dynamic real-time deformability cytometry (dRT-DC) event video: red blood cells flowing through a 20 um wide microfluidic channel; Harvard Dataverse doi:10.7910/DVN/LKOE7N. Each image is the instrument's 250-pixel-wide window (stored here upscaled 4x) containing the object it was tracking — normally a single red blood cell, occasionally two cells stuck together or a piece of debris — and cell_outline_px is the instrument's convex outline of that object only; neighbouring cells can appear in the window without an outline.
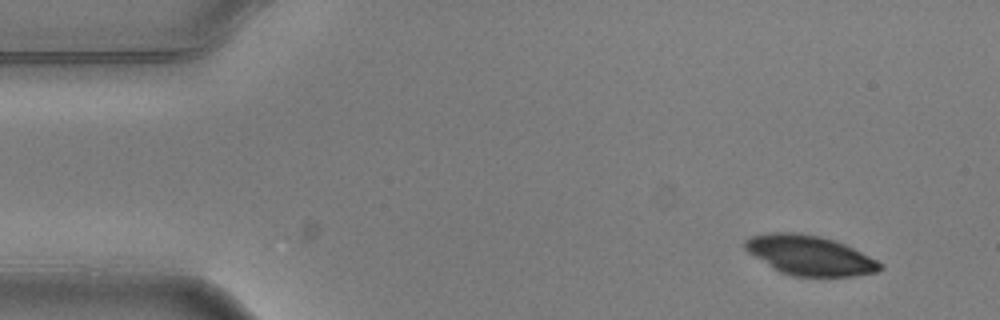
{"species": "common noctule bat (a hibernating species)", "species_latin": "Nyctalus noctula", "temperature_condition": "warm", "stored_images_in_passage": 4, "camera_frame_rate_fps": 3000, "um_per_image_px": 0.085, "animal": {"sex": "male", "body_mass_g": 20.5, "forearm_length_mm": 52.5}, "frame": {"image": 1, "passage_image": 1, "time_ms": 0.0, "image_size_px": [1000, 320], "cell_outline_px": [[884, 268], [876, 272], [852, 276], [796, 276], [780, 272], [748, 252], [744, 248], [744, 240], [752, 236], [772, 232], [796, 232], [820, 236], [836, 240], [884, 264]], "centroid_in_image_um": [68.83, 21.69], "position_along_channel_um": 16.2, "area_um2": 30.98}}